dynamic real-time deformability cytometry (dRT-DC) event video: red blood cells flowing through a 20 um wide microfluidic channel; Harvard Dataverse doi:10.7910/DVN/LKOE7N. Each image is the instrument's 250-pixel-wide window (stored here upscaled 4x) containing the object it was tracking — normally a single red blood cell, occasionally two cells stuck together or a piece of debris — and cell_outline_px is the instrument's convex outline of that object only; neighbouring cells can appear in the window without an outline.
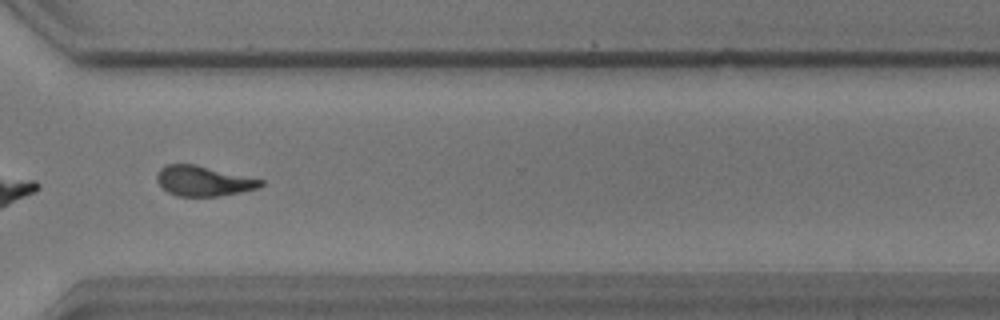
{"species": "common noctule bat (a hibernating species)", "species_latin": "Nyctalus noctula", "temperature_condition": "warm", "stored_images_in_passage": 41, "camera_frame_rate_fps": 3000, "um_per_image_px": 0.085, "animal": {"sex": "male", "body_mass_g": 17.9}, "frame": {"image": 1, "passage_image": 30, "time_ms": 9.667, "image_size_px": [1000, 320], "cell_outline_px": [[264, 184], [256, 188], [240, 192], [220, 196], [176, 196], [168, 192], [156, 180], [156, 176], [160, 168], [168, 164], [196, 164], [264, 180]], "centroid_in_image_um": [17.28, 15.38], "position_along_channel_um": 353.3, "area_um2": 18.15}, "authors_computed_cell_mechanics": {"area_um2": 18.496, "velocity_mm_per_s": 3.5192, "shape_relaxation_time_tau1_ms": 10.8043, "shape_relaxation_time_tau2_ms": 4.4198, "deformation_change_tau1": 0.2652, "deformation_change_tau2": 0.1229}}